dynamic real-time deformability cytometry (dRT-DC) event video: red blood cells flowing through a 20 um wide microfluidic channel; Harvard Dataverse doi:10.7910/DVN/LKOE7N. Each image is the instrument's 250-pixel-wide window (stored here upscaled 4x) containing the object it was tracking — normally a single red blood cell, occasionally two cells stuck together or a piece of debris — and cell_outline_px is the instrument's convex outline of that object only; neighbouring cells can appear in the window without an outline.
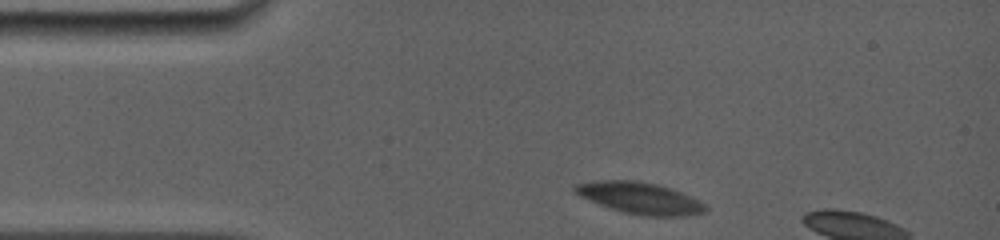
{"species": "common noctule bat (a hibernating species)", "species_latin": "Nyctalus noctula", "temperature_condition": "room temperature", "stored_images_in_passage": 3, "camera_frame_rate_fps": 5000, "um_per_image_px": 0.085, "animal": {"sex": "female", "body_mass_g": 19.0, "forearm_length_mm": 56.7}, "frame": {"image": 1, "passage_image": 1, "time_ms": 0.0, "image_size_px": [1000, 240], "cell_outline_px": [[708, 208], [704, 212], [688, 216], [644, 216], [624, 212], [588, 200], [572, 192], [572, 188], [576, 184], [596, 180], [636, 180], [656, 184], [672, 188], [704, 204]], "centroid_in_image_um": [54.35, 16.83], "position_along_channel_um": 30.6, "area_um2": 23.87}}